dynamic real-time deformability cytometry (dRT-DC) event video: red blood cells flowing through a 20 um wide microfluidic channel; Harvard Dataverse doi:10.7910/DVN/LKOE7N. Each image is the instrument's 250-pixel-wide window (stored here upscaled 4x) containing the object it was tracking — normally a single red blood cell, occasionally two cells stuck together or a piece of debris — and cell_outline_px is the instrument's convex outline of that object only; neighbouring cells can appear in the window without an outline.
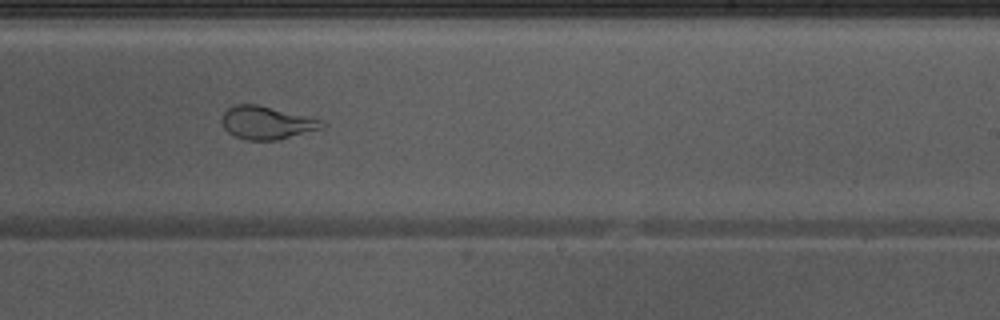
{"species": "Egyptian fruit bat (a non-hibernating species)", "species_latin": "Rousettus aegyptiacus", "temperature_condition": "warm", "stored_images_in_passage": 36, "camera_frame_rate_fps": 3000, "um_per_image_px": 0.085, "animal": {"sex": "male"}, "frame": {"image": 1, "passage_image": 16, "time_ms": 5.0, "image_size_px": [1000, 320], "cell_outline_px": [[324, 128], [276, 140], [244, 140], [228, 132], [224, 128], [220, 120], [224, 112], [228, 108], [236, 104], [256, 104], [308, 116], [324, 120]], "centroid_in_image_um": [22.66, 10.43], "position_along_channel_um": 266.3, "area_um2": 19.25}}
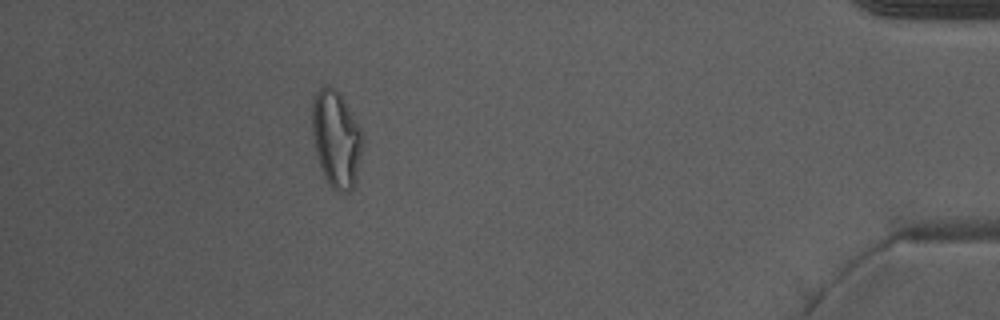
{"frame": {"image": 2, "passage_image": 31, "time_ms": 10.0, "image_size_px": [1000, 320], "cell_outline_px": [[364, 148], [356, 184], [348, 192], [336, 192], [328, 184], [320, 168], [316, 152], [312, 132], [312, 104], [316, 92], [324, 84], [328, 84], [340, 92], [360, 128], [364, 140]], "centroid_in_image_um": [28.61, 11.84], "position_along_channel_um": 406.6, "area_um2": 29.13}, "authors_computed_cell_mechanics": {"area_um2": 23.9581, "velocity_mm_per_s": 3.9823, "shape_relaxation_time_tau1_ms": null, "shape_relaxation_time_tau2_ms": 0.7836, "deformation_change_tau1": null, "deformation_change_tau2": 0.0528}}